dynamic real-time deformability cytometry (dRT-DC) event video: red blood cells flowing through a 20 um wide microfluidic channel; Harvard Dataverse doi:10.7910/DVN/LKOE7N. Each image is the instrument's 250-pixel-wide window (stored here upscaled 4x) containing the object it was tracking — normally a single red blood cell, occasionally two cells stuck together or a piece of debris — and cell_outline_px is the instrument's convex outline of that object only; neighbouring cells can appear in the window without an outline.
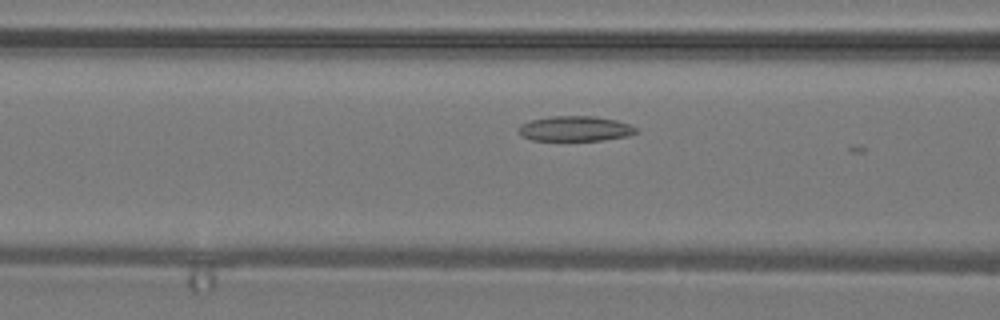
{"species": "common noctule bat (a hibernating species)", "species_latin": "Nyctalus noctula", "temperature_condition": "warm", "stored_images_in_passage": 5, "camera_frame_rate_fps": 3000, "um_per_image_px": 0.085, "animal": {"sex": "male", "body_mass_g": 19.2, "forearm_length_mm": 51.8}, "frame": {"image": 1, "passage_image": 4, "time_ms": 1.0, "image_size_px": [1000, 320], "cell_outline_px": [[640, 132], [628, 136], [600, 140], [532, 140], [524, 136], [516, 128], [520, 124], [528, 120], [552, 116], [596, 116], [616, 120], [628, 124], [636, 128]], "centroid_in_image_um": [48.88, 10.92], "position_along_channel_um": 117.7, "area_um2": 17.22}}